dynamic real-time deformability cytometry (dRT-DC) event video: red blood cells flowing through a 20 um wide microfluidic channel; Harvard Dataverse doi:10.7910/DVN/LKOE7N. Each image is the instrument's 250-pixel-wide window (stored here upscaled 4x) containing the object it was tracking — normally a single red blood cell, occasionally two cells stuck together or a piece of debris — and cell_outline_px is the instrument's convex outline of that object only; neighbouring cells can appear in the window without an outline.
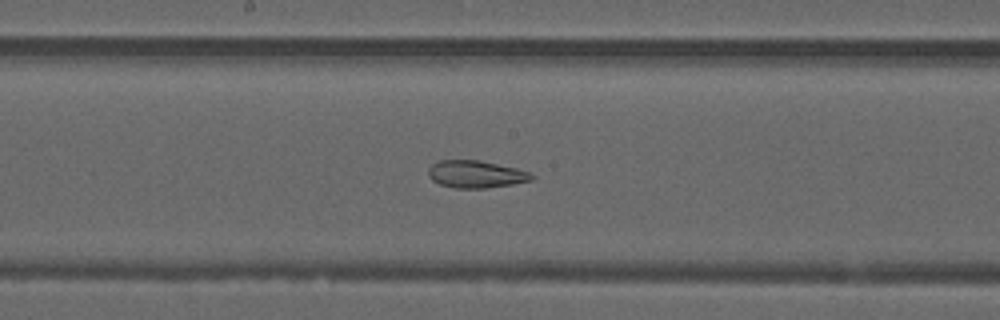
{"species": "common noctule bat (a hibernating species)", "species_latin": "Nyctalus noctula", "temperature_condition": "warm", "stored_images_in_passage": 37, "camera_frame_rate_fps": 3000, "um_per_image_px": 0.085, "animal": {"sex": "male", "forearm_length_mm": 52.5}, "frame": {"image": 1, "passage_image": 12, "time_ms": 3.667, "image_size_px": [1000, 320], "cell_outline_px": [[536, 176], [532, 180], [512, 184], [484, 188], [452, 188], [440, 184], [432, 180], [428, 176], [428, 168], [432, 164], [440, 160], [480, 160], [516, 168], [528, 172]], "centroid_in_image_um": [40.43, 14.8], "position_along_channel_um": 207.8, "area_um2": 16.47}}
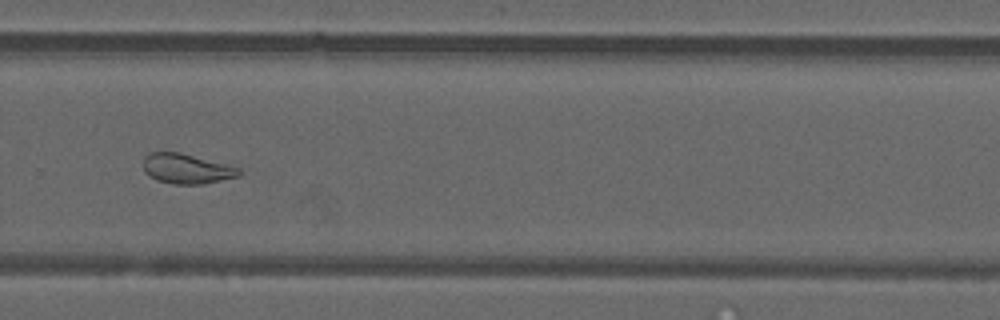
{"frame": {"image": 2, "passage_image": 20, "time_ms": 6.333, "image_size_px": [1000, 320], "cell_outline_px": [[244, 172], [240, 176], [200, 184], [172, 184], [156, 180], [148, 176], [144, 172], [144, 156], [148, 152], [180, 152], [240, 168]], "centroid_in_image_um": [15.84, 14.34], "position_along_channel_um": 314.0, "area_um2": 16.76}}
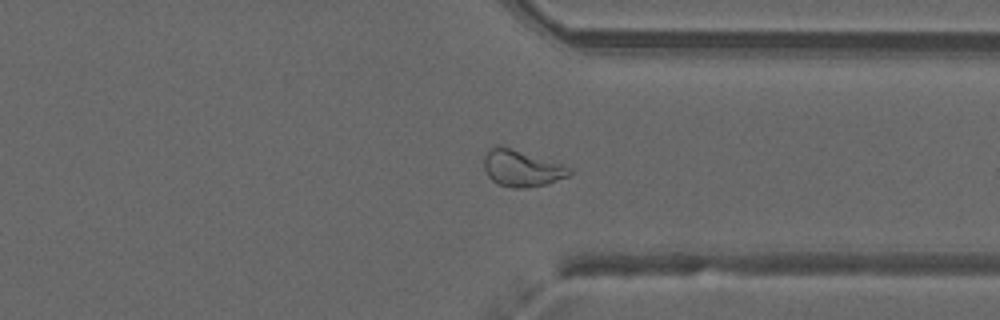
{"frame": {"image": 3, "passage_image": 24, "time_ms": 7.667, "image_size_px": [1000, 320], "cell_outline_px": [[572, 172], [568, 176], [544, 184], [524, 188], [512, 188], [500, 184], [492, 180], [488, 176], [484, 168], [484, 156], [496, 144], [500, 144], [572, 168]], "centroid_in_image_um": [44.31, 14.29], "position_along_channel_um": 367.1, "area_um2": 17.86}, "authors_computed_cell_mechanics": {"area_um2": 18.8428, "velocity_mm_per_s": 3.9916, "shape_relaxation_time_tau1_ms": null, "shape_relaxation_time_tau2_ms": 2.4116, "deformation_change_tau1": null, "deformation_change_tau2": 0.1005}}